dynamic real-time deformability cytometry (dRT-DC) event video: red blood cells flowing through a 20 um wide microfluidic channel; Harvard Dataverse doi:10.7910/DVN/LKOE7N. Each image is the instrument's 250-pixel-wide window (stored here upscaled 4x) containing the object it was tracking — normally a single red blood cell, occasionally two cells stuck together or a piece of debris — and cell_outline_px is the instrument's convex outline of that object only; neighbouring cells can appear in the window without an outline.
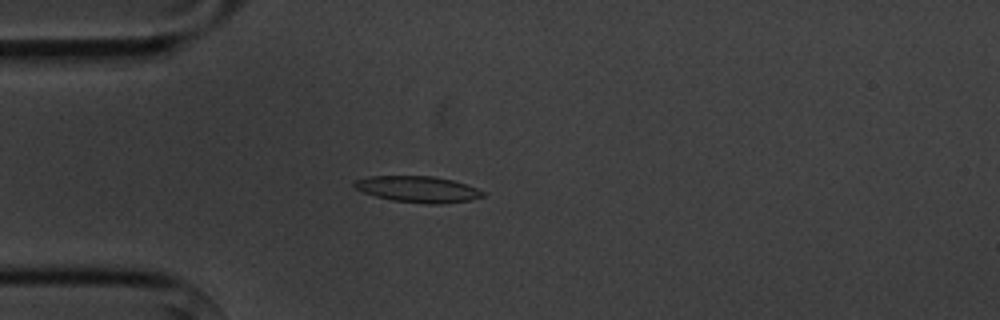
{"species": "common noctule bat (a hibernating species)", "species_latin": "Nyctalus noctula", "temperature_condition": "cold", "stored_images_in_passage": 4, "camera_frame_rate_fps": 3000, "um_per_image_px": 0.085, "animal": {"sex": "male", "body_mass_g": 20.1, "forearm_length_mm": 53.5}, "frame": {"image": 1, "passage_image": 3, "time_ms": 2.333, "image_size_px": [1000, 320], "cell_outline_px": [[488, 192], [484, 196], [472, 200], [440, 204], [428, 204], [392, 200], [376, 196], [364, 192], [356, 188], [352, 184], [356, 180], [368, 176], [432, 176], [452, 180], [468, 184]], "centroid_in_image_um": [35.6, 16.08], "position_along_channel_um": 49.4, "area_um2": 19.77}}